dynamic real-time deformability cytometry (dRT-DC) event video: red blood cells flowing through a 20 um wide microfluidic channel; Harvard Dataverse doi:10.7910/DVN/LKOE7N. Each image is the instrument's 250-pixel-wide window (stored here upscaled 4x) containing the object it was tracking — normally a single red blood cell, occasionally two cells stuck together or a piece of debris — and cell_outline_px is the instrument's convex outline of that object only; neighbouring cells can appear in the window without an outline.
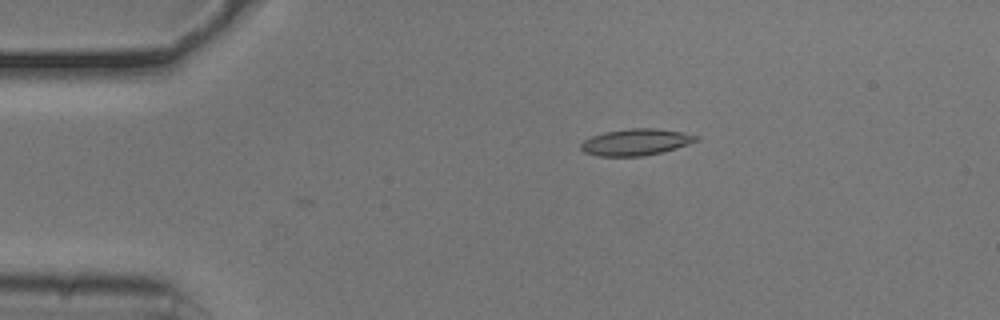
{"species": "common noctule bat (a hibernating species)", "species_latin": "Nyctalus noctula", "temperature_condition": "cold", "stored_images_in_passage": 5, "camera_frame_rate_fps": 3000, "um_per_image_px": 0.085, "animal": {"sex": "male", "body_mass_g": 20.5, "forearm_length_mm": 52.5}, "frame": {"image": 1, "passage_image": 5, "time_ms": 1.333, "image_size_px": [1000, 320], "cell_outline_px": [[700, 140], [664, 152], [644, 156], [596, 156], [584, 152], [580, 148], [580, 144], [584, 140], [592, 136], [604, 132], [632, 128], [656, 128], [680, 132], [700, 136]], "centroid_in_image_um": [54.05, 12.08], "position_along_channel_um": 30.9, "area_um2": 17.92}}